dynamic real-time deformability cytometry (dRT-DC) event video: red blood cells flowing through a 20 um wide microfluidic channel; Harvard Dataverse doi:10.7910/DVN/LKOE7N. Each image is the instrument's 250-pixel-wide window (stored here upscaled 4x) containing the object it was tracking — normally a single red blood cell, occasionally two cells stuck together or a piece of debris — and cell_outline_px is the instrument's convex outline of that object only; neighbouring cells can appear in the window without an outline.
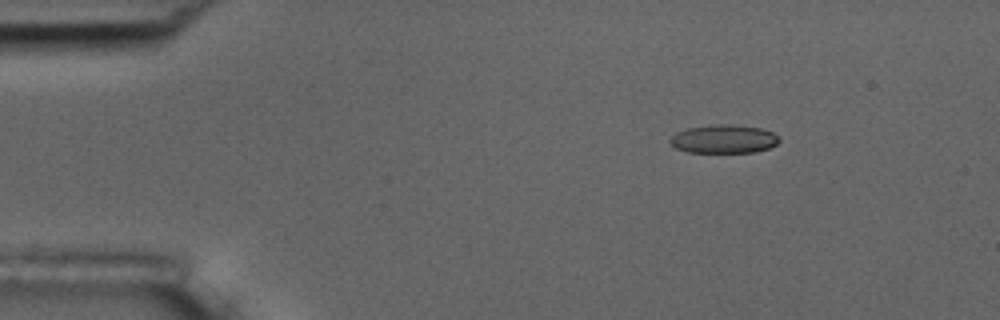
{"species": "common noctule bat (a hibernating species)", "species_latin": "Nyctalus noctula", "temperature_condition": "room temperature", "stored_images_in_passage": 4, "camera_frame_rate_fps": 3000, "um_per_image_px": 0.085, "animal": {"sex": "male", "body_mass_g": 17.5, "forearm_length_mm": 52.3}, "frame": {"image": 1, "passage_image": 2, "time_ms": 1.0, "image_size_px": [1000, 320], "cell_outline_px": [[780, 140], [776, 144], [768, 148], [756, 152], [688, 152], [676, 148], [668, 140], [676, 132], [688, 128], [712, 124], [728, 124], [760, 128], [772, 132]], "centroid_in_image_um": [61.5, 11.81], "position_along_channel_um": 23.5, "area_um2": 17.98}}